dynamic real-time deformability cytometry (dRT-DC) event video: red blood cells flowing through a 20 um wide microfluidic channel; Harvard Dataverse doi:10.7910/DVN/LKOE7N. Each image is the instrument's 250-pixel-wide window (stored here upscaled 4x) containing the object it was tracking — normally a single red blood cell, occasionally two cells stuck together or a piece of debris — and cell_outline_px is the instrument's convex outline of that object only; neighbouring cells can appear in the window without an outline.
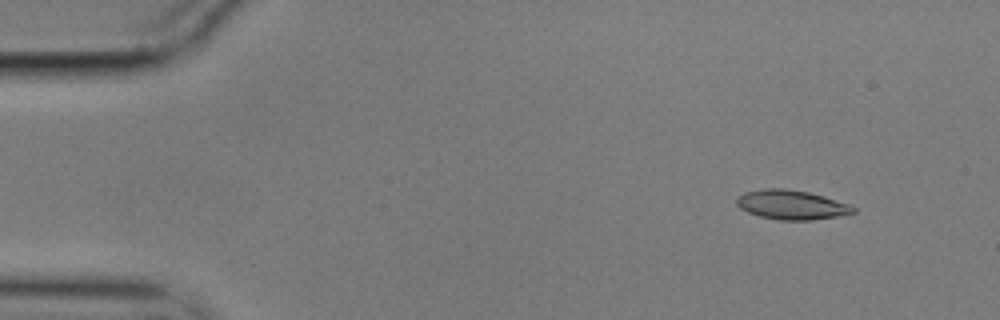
{"species": "common noctule bat (a hibernating species)", "species_latin": "Nyctalus noctula", "temperature_condition": "cold", "stored_images_in_passage": 13, "camera_frame_rate_fps": 3000, "um_per_image_px": 0.085, "animal": {"sex": "male", "body_mass_g": 17.9}, "frame": {"image": 1, "passage_image": 3, "time_ms": 0.667, "image_size_px": [1000, 320], "cell_outline_px": [[856, 212], [836, 216], [812, 220], [780, 220], [760, 216], [748, 212], [740, 208], [736, 204], [736, 200], [744, 192], [764, 188], [784, 188], [808, 192], [824, 196], [852, 204], [856, 208]], "centroid_in_image_um": [67.3, 17.4], "position_along_channel_um": 17.7, "area_um2": 20.0}}